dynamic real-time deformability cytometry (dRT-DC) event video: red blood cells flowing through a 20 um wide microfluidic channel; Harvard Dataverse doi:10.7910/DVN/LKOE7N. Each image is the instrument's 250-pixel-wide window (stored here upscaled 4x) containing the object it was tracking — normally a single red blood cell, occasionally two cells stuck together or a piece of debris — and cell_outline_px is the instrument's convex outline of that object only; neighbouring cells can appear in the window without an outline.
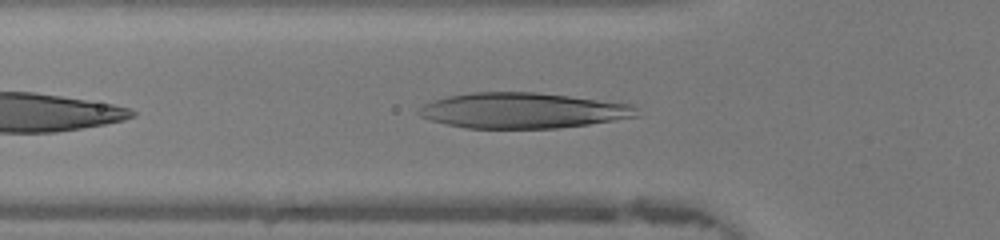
{"species": "human", "species_latin": "Homo sapiens", "temperature_condition": "warm", "stored_images_in_passage": 29, "camera_frame_rate_fps": 3000, "um_per_image_px": 0.085, "donor": {"sex": "female"}, "frame": {"image": 1, "passage_image": 2, "time_ms": 0.333, "image_size_px": [1000, 240], "cell_outline_px": [[640, 116], [588, 124], [556, 128], [468, 128], [448, 124], [432, 120], [420, 116], [416, 112], [424, 104], [448, 96], [472, 92], [536, 92], [632, 104], [636, 108]], "centroid_in_image_um": [44.45, 9.39], "position_along_channel_um": 81.4, "area_um2": 44.74}}
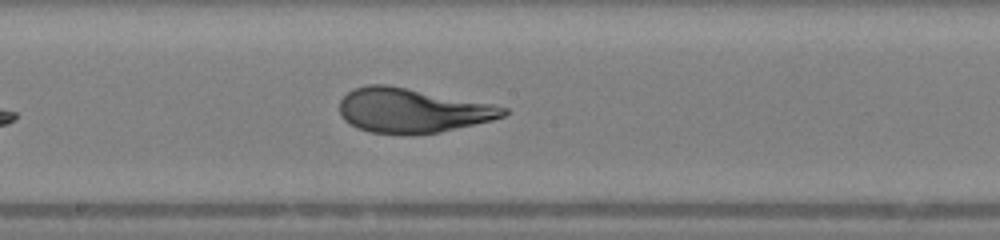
{"frame": {"image": 2, "passage_image": 11, "time_ms": 3.333, "image_size_px": [1000, 240], "cell_outline_px": [[508, 112], [504, 116], [492, 120], [440, 132], [412, 136], [368, 132], [356, 128], [344, 120], [340, 116], [340, 100], [352, 88], [368, 84], [388, 84], [492, 104], [508, 108]], "centroid_in_image_um": [34.99, 9.4], "position_along_channel_um": 213.2, "area_um2": 42.89}}
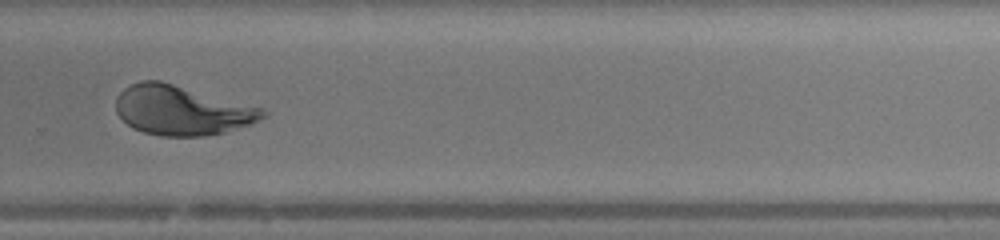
{"frame": {"image": 3, "passage_image": 18, "time_ms": 5.667, "image_size_px": [1000, 240], "cell_outline_px": [[268, 116], [252, 124], [224, 132], [204, 136], [160, 136], [144, 132], [132, 128], [116, 112], [116, 96], [124, 88], [140, 80], [160, 80], [264, 108], [268, 112]], "centroid_in_image_um": [15.47, 9.37], "position_along_channel_um": 314.3, "area_um2": 42.6}, "authors_computed_cell_mechanics": {"area_um2": 42.2518, "velocity_mm_per_s": 4.3584, "shape_relaxation_time_tau1_ms": 6.3717, "shape_relaxation_time_tau2_ms": null, "deformation_change_tau1": 0.3461, "deformation_change_tau2": null}}